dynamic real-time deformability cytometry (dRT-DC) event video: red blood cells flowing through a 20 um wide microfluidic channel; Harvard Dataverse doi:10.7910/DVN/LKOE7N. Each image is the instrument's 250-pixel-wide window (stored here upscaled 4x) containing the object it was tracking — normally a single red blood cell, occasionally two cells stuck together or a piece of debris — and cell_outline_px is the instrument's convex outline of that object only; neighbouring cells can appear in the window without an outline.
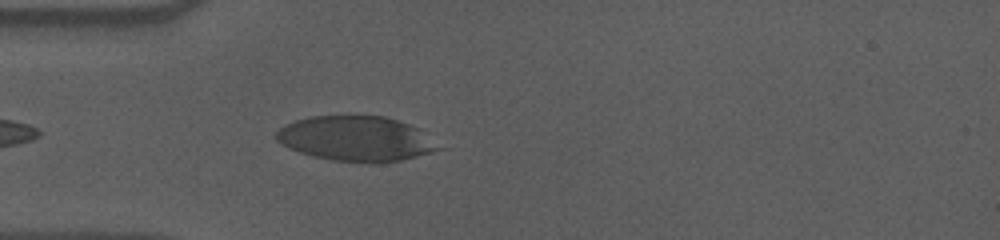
{"species": "human", "species_latin": "Homo sapiens", "temperature_condition": "cold", "stored_images_in_passage": 28, "camera_frame_rate_fps": 3000, "um_per_image_px": 0.085, "donor": {"sex": "male"}, "frame": {"image": 1, "passage_image": 3, "time_ms": 0.667, "image_size_px": [1000, 240], "cell_outline_px": [[440, 148], [432, 152], [400, 160], [332, 160], [312, 156], [288, 148], [280, 144], [276, 140], [276, 132], [284, 124], [296, 120], [312, 116], [384, 116], [408, 124], [416, 128]], "centroid_in_image_um": [30.14, 11.75], "position_along_channel_um": 54.9, "area_um2": 41.1}}
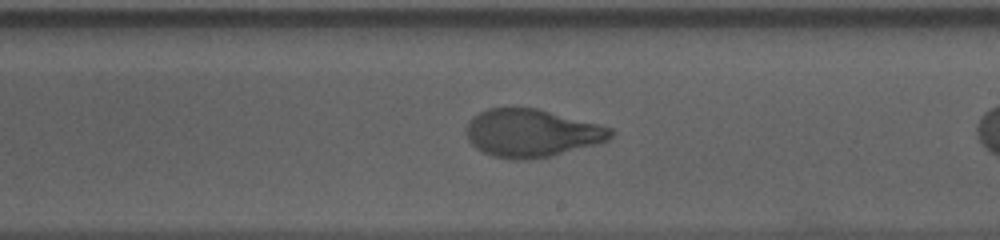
{"frame": {"image": 2, "passage_image": 16, "time_ms": 5.0, "image_size_px": [1000, 240], "cell_outline_px": [[616, 132], [608, 140], [596, 144], [552, 156], [524, 160], [512, 160], [492, 156], [476, 148], [468, 140], [464, 132], [464, 128], [468, 120], [472, 116], [488, 108], [536, 108], [600, 124], [612, 128]], "centroid_in_image_um": [45.17, 11.31], "position_along_channel_um": 243.8, "area_um2": 40.63}}
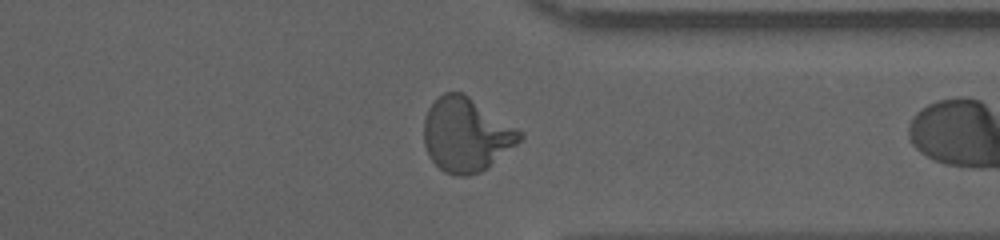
{"frame": {"image": 3, "passage_image": 27, "time_ms": 8.667, "image_size_px": [1000, 240], "cell_outline_px": [[524, 136], [516, 144], [488, 168], [480, 172], [468, 176], [456, 176], [444, 172], [432, 160], [424, 144], [424, 120], [428, 108], [444, 92], [464, 92], [524, 132]], "centroid_in_image_um": [39.64, 11.45], "position_along_channel_um": 371.8, "area_um2": 41.38}}